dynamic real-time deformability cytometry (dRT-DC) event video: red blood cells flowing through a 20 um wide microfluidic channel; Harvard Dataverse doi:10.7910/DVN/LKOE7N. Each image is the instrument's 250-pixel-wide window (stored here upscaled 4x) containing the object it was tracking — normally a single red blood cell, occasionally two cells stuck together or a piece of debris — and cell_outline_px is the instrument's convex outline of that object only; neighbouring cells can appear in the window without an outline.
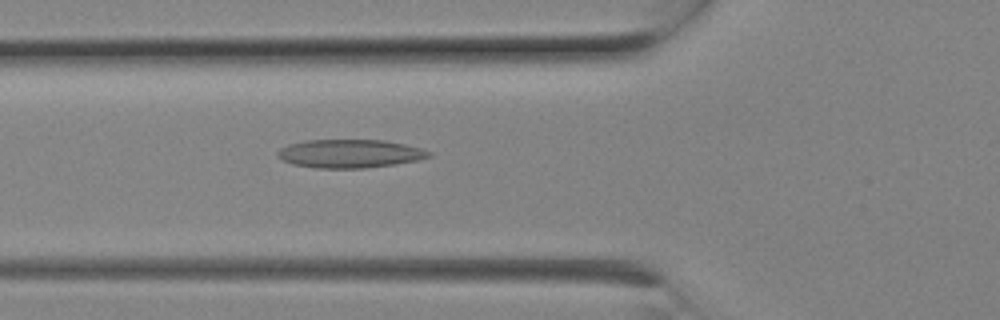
{"species": "Egyptian fruit bat (a non-hibernating species)", "species_latin": "Rousettus aegyptiacus", "temperature_condition": "room temperature", "stored_images_in_passage": 7, "camera_frame_rate_fps": 3000, "um_per_image_px": 0.085, "animal": {"sex": "female"}, "frame": {"image": 1, "passage_image": 7, "time_ms": 2.0, "image_size_px": [1000, 320], "cell_outline_px": [[432, 156], [416, 160], [396, 164], [364, 168], [316, 168], [292, 164], [280, 160], [276, 156], [276, 152], [280, 148], [288, 144], [304, 140], [384, 140], [404, 144], [420, 148], [432, 152]], "centroid_in_image_um": [29.68, 13.06], "position_along_channel_um": 96.1, "area_um2": 25.2}}